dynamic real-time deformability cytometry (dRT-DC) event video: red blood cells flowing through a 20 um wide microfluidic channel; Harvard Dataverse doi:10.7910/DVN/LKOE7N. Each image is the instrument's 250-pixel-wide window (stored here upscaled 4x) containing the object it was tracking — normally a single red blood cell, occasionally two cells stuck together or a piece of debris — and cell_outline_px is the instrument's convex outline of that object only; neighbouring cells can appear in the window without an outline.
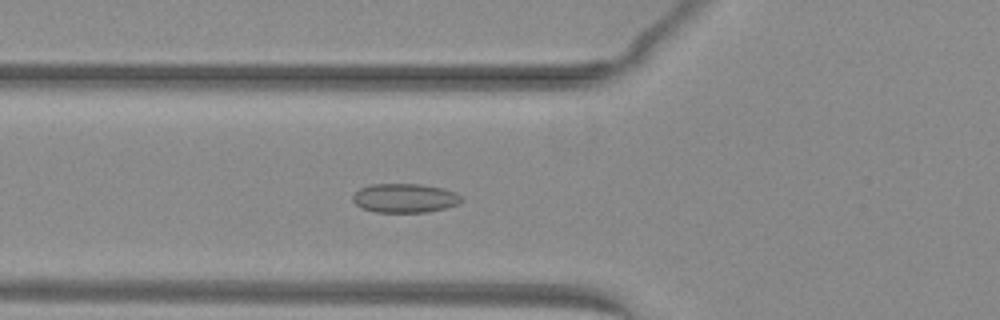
{"species": "common noctule bat (a hibernating species)", "species_latin": "Nyctalus noctula", "temperature_condition": "warm", "stored_images_in_passage": 51, "camera_frame_rate_fps": 3000, "um_per_image_px": 0.085, "animal": {"sex": "female", "body_mass_g": 29.2, "forearm_length_mm": 56.3}, "frame": {"image": 1, "passage_image": 19, "time_ms": 6.0, "image_size_px": [1000, 320], "cell_outline_px": [[464, 200], [460, 204], [428, 212], [376, 212], [364, 208], [356, 204], [352, 200], [352, 196], [360, 188], [372, 184], [420, 184], [444, 188], [456, 192]], "centroid_in_image_um": [34.45, 16.83], "position_along_channel_um": 91.4, "area_um2": 18.44}}
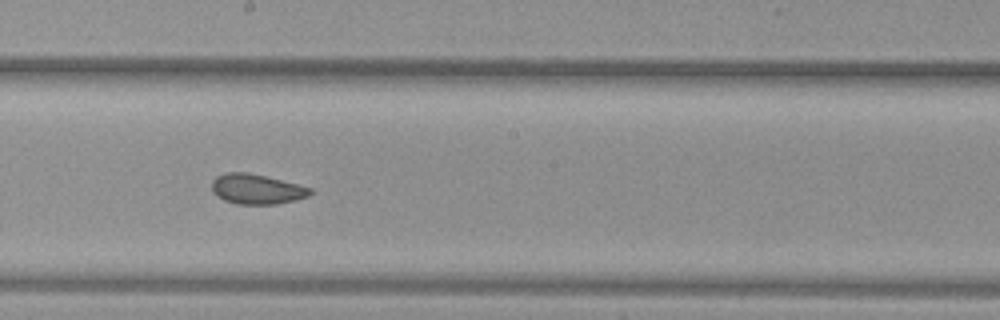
{"frame": {"image": 2, "passage_image": 29, "time_ms": 9.333, "image_size_px": [1000, 320], "cell_outline_px": [[312, 192], [308, 196], [276, 204], [236, 204], [224, 200], [216, 196], [212, 192], [212, 180], [216, 176], [224, 172], [244, 172], [264, 176], [312, 188]], "centroid_in_image_um": [21.75, 16.07], "position_along_channel_um": 226.4, "area_um2": 17.05}}
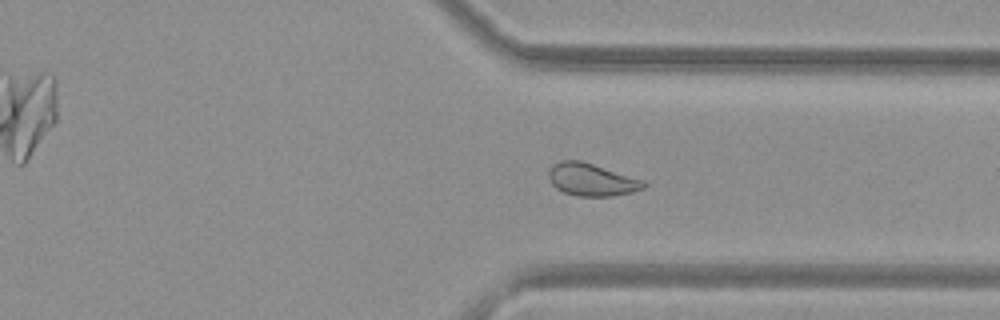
{"frame": {"image": 3, "passage_image": 39, "time_ms": 12.667, "image_size_px": [1000, 320], "cell_outline_px": [[648, 184], [644, 188], [632, 192], [612, 196], [576, 196], [564, 192], [556, 188], [548, 180], [548, 168], [552, 164], [560, 160], [580, 160], [644, 180]], "centroid_in_image_um": [50.25, 15.26], "position_along_channel_um": 361.1, "area_um2": 18.15}, "authors_computed_cell_mechanics": {"area_um2": 19.074, "velocity_mm_per_s": 4.0468, "shape_relaxation_time_tau1_ms": null, "shape_relaxation_time_tau2_ms": 1.5521, "deformation_change_tau1": null, "deformation_change_tau2": 0.0747}}